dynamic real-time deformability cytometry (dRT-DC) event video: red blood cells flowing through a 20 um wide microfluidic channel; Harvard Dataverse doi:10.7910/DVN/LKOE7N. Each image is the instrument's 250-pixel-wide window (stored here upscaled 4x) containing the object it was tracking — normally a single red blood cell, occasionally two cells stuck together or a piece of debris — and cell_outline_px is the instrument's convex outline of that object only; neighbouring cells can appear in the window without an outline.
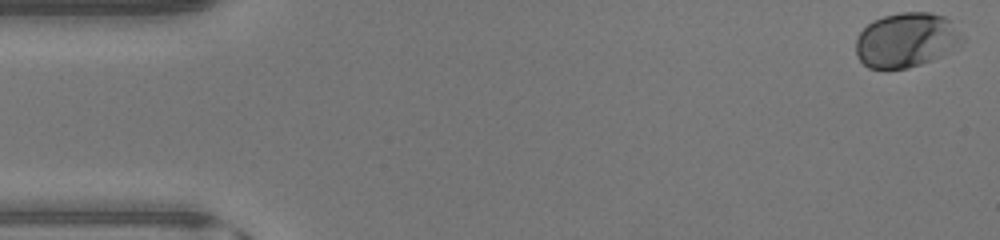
{"species": "human", "species_latin": "Homo sapiens", "temperature_condition": "warm", "stored_images_in_passage": 46, "camera_frame_rate_fps": 3000, "um_per_image_px": 0.085, "donor": {"sex": "male"}, "frame": {"image": 1, "passage_image": 1, "time_ms": 0.0, "image_size_px": [1000, 240], "cell_outline_px": [[964, 40], [940, 56], [932, 60], [908, 68], [868, 68], [856, 56], [856, 40], [860, 32], [872, 20], [884, 16], [900, 12], [928, 12], [944, 16], [964, 36]], "centroid_in_image_um": [77.0, 3.39], "position_along_channel_um": 8.0, "area_um2": 33.52}}
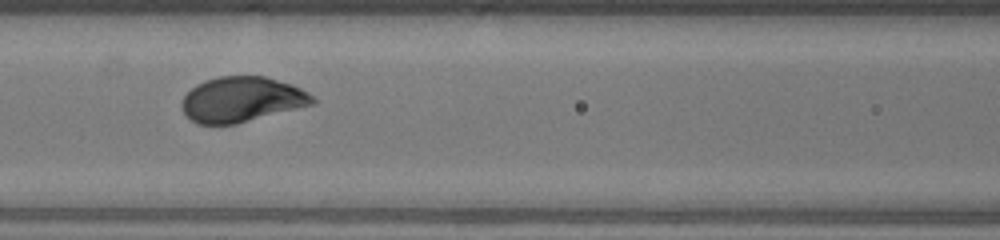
{"frame": {"image": 2, "passage_image": 20, "time_ms": 6.333, "image_size_px": [1000, 240], "cell_outline_px": [[316, 104], [236, 124], [196, 124], [184, 112], [180, 104], [184, 96], [196, 84], [204, 80], [220, 76], [264, 76], [292, 84], [308, 92], [316, 100]], "centroid_in_image_um": [20.56, 8.45], "position_along_channel_um": 146.0, "area_um2": 34.56}}
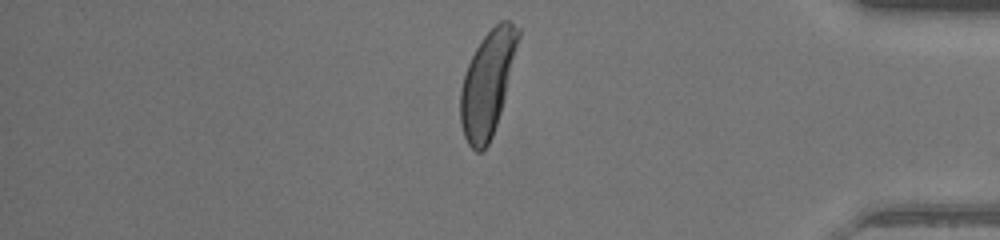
{"frame": {"image": 3, "passage_image": 39, "time_ms": 12.667, "image_size_px": [1000, 240], "cell_outline_px": [[520, 36], [500, 112], [492, 136], [488, 144], [480, 152], [476, 152], [468, 144], [464, 136], [460, 124], [460, 88], [468, 64], [476, 48], [484, 36], [500, 20], [508, 20], [520, 28]], "centroid_in_image_um": [41.42, 7.09], "position_along_channel_um": 393.8, "area_um2": 34.68}, "authors_computed_cell_mechanics": {"area_um2": 34.5644, "velocity_mm_per_s": 4.4372, "shape_relaxation_time_tau1_ms": 1.8037, "shape_relaxation_time_tau2_ms": null, "deformation_change_tau1": 0.1389, "deformation_change_tau2": null}}